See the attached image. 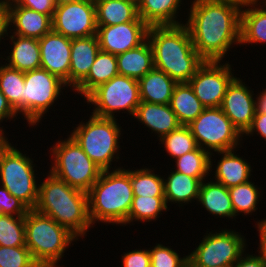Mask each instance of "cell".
Wrapping results in <instances>:
<instances>
[{"mask_svg": "<svg viewBox=\"0 0 266 267\" xmlns=\"http://www.w3.org/2000/svg\"><path fill=\"white\" fill-rule=\"evenodd\" d=\"M0 91L5 95L8 103L23 117L24 72L13 69L0 62Z\"/></svg>", "mask_w": 266, "mask_h": 267, "instance_id": "1f68e13d", "label": "cell"}, {"mask_svg": "<svg viewBox=\"0 0 266 267\" xmlns=\"http://www.w3.org/2000/svg\"><path fill=\"white\" fill-rule=\"evenodd\" d=\"M0 246H26L25 216L0 214Z\"/></svg>", "mask_w": 266, "mask_h": 267, "instance_id": "74e56055", "label": "cell"}, {"mask_svg": "<svg viewBox=\"0 0 266 267\" xmlns=\"http://www.w3.org/2000/svg\"><path fill=\"white\" fill-rule=\"evenodd\" d=\"M188 127L198 147L210 154L244 146L243 135L220 107L205 108Z\"/></svg>", "mask_w": 266, "mask_h": 267, "instance_id": "7c38bea8", "label": "cell"}, {"mask_svg": "<svg viewBox=\"0 0 266 267\" xmlns=\"http://www.w3.org/2000/svg\"><path fill=\"white\" fill-rule=\"evenodd\" d=\"M256 220L257 221L254 220L255 225L253 226L257 229L259 236V243L256 252L266 257V218L264 217L263 219Z\"/></svg>", "mask_w": 266, "mask_h": 267, "instance_id": "c3c4849f", "label": "cell"}, {"mask_svg": "<svg viewBox=\"0 0 266 267\" xmlns=\"http://www.w3.org/2000/svg\"><path fill=\"white\" fill-rule=\"evenodd\" d=\"M257 184L255 185V182L250 180L247 183L228 189L236 218L241 214L248 217L256 212L255 214L257 215V205L260 204L259 202L263 198L262 192H264L262 185L258 186Z\"/></svg>", "mask_w": 266, "mask_h": 267, "instance_id": "d6a6232c", "label": "cell"}, {"mask_svg": "<svg viewBox=\"0 0 266 267\" xmlns=\"http://www.w3.org/2000/svg\"><path fill=\"white\" fill-rule=\"evenodd\" d=\"M138 82L140 100L153 104H170L174 88L178 84L165 72L155 67Z\"/></svg>", "mask_w": 266, "mask_h": 267, "instance_id": "4316f807", "label": "cell"}, {"mask_svg": "<svg viewBox=\"0 0 266 267\" xmlns=\"http://www.w3.org/2000/svg\"><path fill=\"white\" fill-rule=\"evenodd\" d=\"M0 267H40L26 246H0Z\"/></svg>", "mask_w": 266, "mask_h": 267, "instance_id": "ab89813d", "label": "cell"}, {"mask_svg": "<svg viewBox=\"0 0 266 267\" xmlns=\"http://www.w3.org/2000/svg\"><path fill=\"white\" fill-rule=\"evenodd\" d=\"M91 108V114L101 118H115L126 113L134 118L140 104L139 82L124 75H116L110 81L92 90L84 99ZM116 114V115H115ZM118 114V115H117Z\"/></svg>", "mask_w": 266, "mask_h": 267, "instance_id": "30bf717a", "label": "cell"}, {"mask_svg": "<svg viewBox=\"0 0 266 267\" xmlns=\"http://www.w3.org/2000/svg\"><path fill=\"white\" fill-rule=\"evenodd\" d=\"M257 93L255 95L256 113L266 114V87L262 88V91L260 89V92L258 91Z\"/></svg>", "mask_w": 266, "mask_h": 267, "instance_id": "681fc988", "label": "cell"}, {"mask_svg": "<svg viewBox=\"0 0 266 267\" xmlns=\"http://www.w3.org/2000/svg\"><path fill=\"white\" fill-rule=\"evenodd\" d=\"M118 75L116 55L99 51L88 75L71 91L85 98L99 85Z\"/></svg>", "mask_w": 266, "mask_h": 267, "instance_id": "f1b7e54d", "label": "cell"}, {"mask_svg": "<svg viewBox=\"0 0 266 267\" xmlns=\"http://www.w3.org/2000/svg\"><path fill=\"white\" fill-rule=\"evenodd\" d=\"M173 161V170L195 177L201 182L210 176V153L200 147Z\"/></svg>", "mask_w": 266, "mask_h": 267, "instance_id": "d590c367", "label": "cell"}, {"mask_svg": "<svg viewBox=\"0 0 266 267\" xmlns=\"http://www.w3.org/2000/svg\"><path fill=\"white\" fill-rule=\"evenodd\" d=\"M13 143L11 141L0 155V184L31 210L38 200L40 178L37 177V164L33 154L29 157L24 149Z\"/></svg>", "mask_w": 266, "mask_h": 267, "instance_id": "ba28073f", "label": "cell"}, {"mask_svg": "<svg viewBox=\"0 0 266 267\" xmlns=\"http://www.w3.org/2000/svg\"><path fill=\"white\" fill-rule=\"evenodd\" d=\"M78 241L74 234L51 217L34 209L25 215L26 247L40 267H61L59 263L66 255L64 253Z\"/></svg>", "mask_w": 266, "mask_h": 267, "instance_id": "8992f818", "label": "cell"}, {"mask_svg": "<svg viewBox=\"0 0 266 267\" xmlns=\"http://www.w3.org/2000/svg\"><path fill=\"white\" fill-rule=\"evenodd\" d=\"M171 247L173 246H165L161 242L149 247L150 267H180L188 260V255L183 254L181 257L182 255Z\"/></svg>", "mask_w": 266, "mask_h": 267, "instance_id": "f35d334b", "label": "cell"}, {"mask_svg": "<svg viewBox=\"0 0 266 267\" xmlns=\"http://www.w3.org/2000/svg\"><path fill=\"white\" fill-rule=\"evenodd\" d=\"M149 26L144 21L97 26L100 50L114 55L136 48L147 40Z\"/></svg>", "mask_w": 266, "mask_h": 267, "instance_id": "2e32d148", "label": "cell"}, {"mask_svg": "<svg viewBox=\"0 0 266 267\" xmlns=\"http://www.w3.org/2000/svg\"><path fill=\"white\" fill-rule=\"evenodd\" d=\"M95 9L97 26L143 21L138 16L137 0H99Z\"/></svg>", "mask_w": 266, "mask_h": 267, "instance_id": "83f0119b", "label": "cell"}, {"mask_svg": "<svg viewBox=\"0 0 266 267\" xmlns=\"http://www.w3.org/2000/svg\"><path fill=\"white\" fill-rule=\"evenodd\" d=\"M66 88V89H65ZM68 88V89H67ZM69 87L57 76L43 68L24 72L23 121L27 127H40L54 104L64 97ZM59 99V100H58Z\"/></svg>", "mask_w": 266, "mask_h": 267, "instance_id": "9c48e42d", "label": "cell"}, {"mask_svg": "<svg viewBox=\"0 0 266 267\" xmlns=\"http://www.w3.org/2000/svg\"><path fill=\"white\" fill-rule=\"evenodd\" d=\"M170 107L180 125L188 126L206 108L195 96L189 83H178L173 91Z\"/></svg>", "mask_w": 266, "mask_h": 267, "instance_id": "4dcf8cb0", "label": "cell"}, {"mask_svg": "<svg viewBox=\"0 0 266 267\" xmlns=\"http://www.w3.org/2000/svg\"><path fill=\"white\" fill-rule=\"evenodd\" d=\"M254 95V89L236 77L228 86L220 106L242 135L251 127L256 113Z\"/></svg>", "mask_w": 266, "mask_h": 267, "instance_id": "9a60e30c", "label": "cell"}, {"mask_svg": "<svg viewBox=\"0 0 266 267\" xmlns=\"http://www.w3.org/2000/svg\"><path fill=\"white\" fill-rule=\"evenodd\" d=\"M51 146L49 172L71 187L87 193L98 180L102 169L69 134L63 140L59 138Z\"/></svg>", "mask_w": 266, "mask_h": 267, "instance_id": "52a82bcc", "label": "cell"}, {"mask_svg": "<svg viewBox=\"0 0 266 267\" xmlns=\"http://www.w3.org/2000/svg\"><path fill=\"white\" fill-rule=\"evenodd\" d=\"M8 132L0 130V155L4 148L10 143V139L7 138ZM9 139V140H8Z\"/></svg>", "mask_w": 266, "mask_h": 267, "instance_id": "f907efd6", "label": "cell"}, {"mask_svg": "<svg viewBox=\"0 0 266 267\" xmlns=\"http://www.w3.org/2000/svg\"><path fill=\"white\" fill-rule=\"evenodd\" d=\"M186 5L190 8H185L184 25L195 50L205 61L226 60L231 49L240 46L243 4L236 0H190Z\"/></svg>", "mask_w": 266, "mask_h": 267, "instance_id": "6da1fadb", "label": "cell"}, {"mask_svg": "<svg viewBox=\"0 0 266 267\" xmlns=\"http://www.w3.org/2000/svg\"><path fill=\"white\" fill-rule=\"evenodd\" d=\"M266 44V0L243 3L241 10L240 47Z\"/></svg>", "mask_w": 266, "mask_h": 267, "instance_id": "603a6c76", "label": "cell"}, {"mask_svg": "<svg viewBox=\"0 0 266 267\" xmlns=\"http://www.w3.org/2000/svg\"><path fill=\"white\" fill-rule=\"evenodd\" d=\"M52 30L70 39L97 35L95 3L79 0L56 6Z\"/></svg>", "mask_w": 266, "mask_h": 267, "instance_id": "5bb4252c", "label": "cell"}, {"mask_svg": "<svg viewBox=\"0 0 266 267\" xmlns=\"http://www.w3.org/2000/svg\"><path fill=\"white\" fill-rule=\"evenodd\" d=\"M134 168V169H133ZM131 169V183L134 196L165 197L164 179L161 172L155 171L154 167L145 166ZM156 172V173H155Z\"/></svg>", "mask_w": 266, "mask_h": 267, "instance_id": "e575fe53", "label": "cell"}, {"mask_svg": "<svg viewBox=\"0 0 266 267\" xmlns=\"http://www.w3.org/2000/svg\"><path fill=\"white\" fill-rule=\"evenodd\" d=\"M8 31H9V25H8L7 2L0 0V45H1V43L6 45L4 40H6V38H7ZM0 48H1V46H0Z\"/></svg>", "mask_w": 266, "mask_h": 267, "instance_id": "7dc6e473", "label": "cell"}, {"mask_svg": "<svg viewBox=\"0 0 266 267\" xmlns=\"http://www.w3.org/2000/svg\"><path fill=\"white\" fill-rule=\"evenodd\" d=\"M249 248L232 264L231 267H266V257L262 254L248 252Z\"/></svg>", "mask_w": 266, "mask_h": 267, "instance_id": "ee69618b", "label": "cell"}, {"mask_svg": "<svg viewBox=\"0 0 266 267\" xmlns=\"http://www.w3.org/2000/svg\"><path fill=\"white\" fill-rule=\"evenodd\" d=\"M187 1L185 0V2ZM137 6L138 16L149 27L175 26L185 22L181 19L183 17H180L183 15L180 13L181 9L185 6L183 0H137Z\"/></svg>", "mask_w": 266, "mask_h": 267, "instance_id": "cb8c5ba5", "label": "cell"}, {"mask_svg": "<svg viewBox=\"0 0 266 267\" xmlns=\"http://www.w3.org/2000/svg\"><path fill=\"white\" fill-rule=\"evenodd\" d=\"M228 61H204L189 80L195 96L206 107H220L228 86L236 78Z\"/></svg>", "mask_w": 266, "mask_h": 267, "instance_id": "4fadbf2b", "label": "cell"}, {"mask_svg": "<svg viewBox=\"0 0 266 267\" xmlns=\"http://www.w3.org/2000/svg\"><path fill=\"white\" fill-rule=\"evenodd\" d=\"M30 209L0 184V214L25 216Z\"/></svg>", "mask_w": 266, "mask_h": 267, "instance_id": "60d3db41", "label": "cell"}, {"mask_svg": "<svg viewBox=\"0 0 266 267\" xmlns=\"http://www.w3.org/2000/svg\"><path fill=\"white\" fill-rule=\"evenodd\" d=\"M236 1H239V2H241L243 4V3H248V2H251V1H254V0H236Z\"/></svg>", "mask_w": 266, "mask_h": 267, "instance_id": "db71d44e", "label": "cell"}, {"mask_svg": "<svg viewBox=\"0 0 266 267\" xmlns=\"http://www.w3.org/2000/svg\"><path fill=\"white\" fill-rule=\"evenodd\" d=\"M134 120L142 128H148L151 135L154 134L156 139L160 140L163 136L176 130L180 124L176 114L171 109L170 104H153L141 101L137 107Z\"/></svg>", "mask_w": 266, "mask_h": 267, "instance_id": "44dd1931", "label": "cell"}, {"mask_svg": "<svg viewBox=\"0 0 266 267\" xmlns=\"http://www.w3.org/2000/svg\"><path fill=\"white\" fill-rule=\"evenodd\" d=\"M3 1H5V2H7V3H8V2H11V1H14V0H3Z\"/></svg>", "mask_w": 266, "mask_h": 267, "instance_id": "11a10c76", "label": "cell"}, {"mask_svg": "<svg viewBox=\"0 0 266 267\" xmlns=\"http://www.w3.org/2000/svg\"><path fill=\"white\" fill-rule=\"evenodd\" d=\"M89 116L87 122L81 120L79 124H73L76 126H72L73 130L69 131V135L102 170L123 167V165L117 166L123 154L120 153L123 147L120 145L122 143L120 139L124 138L122 137L124 129L119 124L118 118H101L93 114Z\"/></svg>", "mask_w": 266, "mask_h": 267, "instance_id": "5b68a950", "label": "cell"}, {"mask_svg": "<svg viewBox=\"0 0 266 267\" xmlns=\"http://www.w3.org/2000/svg\"><path fill=\"white\" fill-rule=\"evenodd\" d=\"M169 172L167 171L168 175L167 173L163 175L164 196L169 209L172 204L178 206L179 209L180 207L185 209L184 205L186 206L193 202L197 204L201 181L172 168Z\"/></svg>", "mask_w": 266, "mask_h": 267, "instance_id": "d4e9b609", "label": "cell"}, {"mask_svg": "<svg viewBox=\"0 0 266 267\" xmlns=\"http://www.w3.org/2000/svg\"><path fill=\"white\" fill-rule=\"evenodd\" d=\"M158 145L164 148L167 152L169 160H175L187 152L196 150L198 148L196 139L191 133L188 126L180 125L176 130L171 131L169 134L163 136Z\"/></svg>", "mask_w": 266, "mask_h": 267, "instance_id": "8d00e7d4", "label": "cell"}, {"mask_svg": "<svg viewBox=\"0 0 266 267\" xmlns=\"http://www.w3.org/2000/svg\"><path fill=\"white\" fill-rule=\"evenodd\" d=\"M20 6L53 17L55 4L53 0H15Z\"/></svg>", "mask_w": 266, "mask_h": 267, "instance_id": "7bdbcfd3", "label": "cell"}, {"mask_svg": "<svg viewBox=\"0 0 266 267\" xmlns=\"http://www.w3.org/2000/svg\"><path fill=\"white\" fill-rule=\"evenodd\" d=\"M119 75L139 80L153 67V51L148 40L140 46L116 56Z\"/></svg>", "mask_w": 266, "mask_h": 267, "instance_id": "f546056e", "label": "cell"}, {"mask_svg": "<svg viewBox=\"0 0 266 267\" xmlns=\"http://www.w3.org/2000/svg\"><path fill=\"white\" fill-rule=\"evenodd\" d=\"M99 51L97 35L71 39L69 91L88 75Z\"/></svg>", "mask_w": 266, "mask_h": 267, "instance_id": "7402d4cb", "label": "cell"}, {"mask_svg": "<svg viewBox=\"0 0 266 267\" xmlns=\"http://www.w3.org/2000/svg\"><path fill=\"white\" fill-rule=\"evenodd\" d=\"M45 173L41 172L43 176L34 210L51 217L84 241L89 230L94 228L89 219L87 193L71 187L49 171Z\"/></svg>", "mask_w": 266, "mask_h": 267, "instance_id": "7a4b0ae2", "label": "cell"}, {"mask_svg": "<svg viewBox=\"0 0 266 267\" xmlns=\"http://www.w3.org/2000/svg\"><path fill=\"white\" fill-rule=\"evenodd\" d=\"M88 214L91 224L127 226V218L134 198L131 168L102 170L98 180L87 192Z\"/></svg>", "mask_w": 266, "mask_h": 267, "instance_id": "277c9868", "label": "cell"}, {"mask_svg": "<svg viewBox=\"0 0 266 267\" xmlns=\"http://www.w3.org/2000/svg\"><path fill=\"white\" fill-rule=\"evenodd\" d=\"M19 115L17 112L12 108V106L8 103L5 95L0 91V130L5 131L4 128L5 122L10 121L15 122ZM14 119V120H13ZM4 122V123H3ZM3 124V125H2Z\"/></svg>", "mask_w": 266, "mask_h": 267, "instance_id": "bcb514c9", "label": "cell"}, {"mask_svg": "<svg viewBox=\"0 0 266 267\" xmlns=\"http://www.w3.org/2000/svg\"><path fill=\"white\" fill-rule=\"evenodd\" d=\"M38 41L41 68L60 78L69 87L71 39L52 30Z\"/></svg>", "mask_w": 266, "mask_h": 267, "instance_id": "ac0fdd59", "label": "cell"}, {"mask_svg": "<svg viewBox=\"0 0 266 267\" xmlns=\"http://www.w3.org/2000/svg\"><path fill=\"white\" fill-rule=\"evenodd\" d=\"M136 248L121 254V267H150L151 256L149 248Z\"/></svg>", "mask_w": 266, "mask_h": 267, "instance_id": "b9f144b4", "label": "cell"}, {"mask_svg": "<svg viewBox=\"0 0 266 267\" xmlns=\"http://www.w3.org/2000/svg\"><path fill=\"white\" fill-rule=\"evenodd\" d=\"M198 205H201V208H204L209 213L208 215H214V218H221V220L222 218H228L227 220L231 219L236 222L228 189L211 178L201 182L197 201Z\"/></svg>", "mask_w": 266, "mask_h": 267, "instance_id": "484cf974", "label": "cell"}, {"mask_svg": "<svg viewBox=\"0 0 266 267\" xmlns=\"http://www.w3.org/2000/svg\"><path fill=\"white\" fill-rule=\"evenodd\" d=\"M8 34L40 39L52 31V17L8 2Z\"/></svg>", "mask_w": 266, "mask_h": 267, "instance_id": "d6986e66", "label": "cell"}, {"mask_svg": "<svg viewBox=\"0 0 266 267\" xmlns=\"http://www.w3.org/2000/svg\"><path fill=\"white\" fill-rule=\"evenodd\" d=\"M180 267H194L193 265H192V263L189 261V260H187L183 265H181Z\"/></svg>", "mask_w": 266, "mask_h": 267, "instance_id": "f5cc1de1", "label": "cell"}, {"mask_svg": "<svg viewBox=\"0 0 266 267\" xmlns=\"http://www.w3.org/2000/svg\"><path fill=\"white\" fill-rule=\"evenodd\" d=\"M238 150L241 151V149L237 148L210 154V178L224 185L227 189L247 183L253 179L252 172L254 171L250 164L251 162L245 159V156L243 157L236 153ZM217 156H219V160L216 159Z\"/></svg>", "mask_w": 266, "mask_h": 267, "instance_id": "e0dca14e", "label": "cell"}, {"mask_svg": "<svg viewBox=\"0 0 266 267\" xmlns=\"http://www.w3.org/2000/svg\"><path fill=\"white\" fill-rule=\"evenodd\" d=\"M241 232L225 227L207 229L196 248L191 252L188 250V260L194 267L232 266L249 246Z\"/></svg>", "mask_w": 266, "mask_h": 267, "instance_id": "8fae6325", "label": "cell"}, {"mask_svg": "<svg viewBox=\"0 0 266 267\" xmlns=\"http://www.w3.org/2000/svg\"><path fill=\"white\" fill-rule=\"evenodd\" d=\"M6 40H9L8 48L11 47L9 50L6 49L7 52L5 50L1 52V54L5 52L1 55L2 63L21 72L41 68V54L38 39L7 34ZM3 60L5 61L3 62Z\"/></svg>", "mask_w": 266, "mask_h": 267, "instance_id": "ffe728a7", "label": "cell"}, {"mask_svg": "<svg viewBox=\"0 0 266 267\" xmlns=\"http://www.w3.org/2000/svg\"><path fill=\"white\" fill-rule=\"evenodd\" d=\"M256 134L266 142V114L255 113L251 127L243 135L244 140L256 136Z\"/></svg>", "mask_w": 266, "mask_h": 267, "instance_id": "f6af8a7d", "label": "cell"}, {"mask_svg": "<svg viewBox=\"0 0 266 267\" xmlns=\"http://www.w3.org/2000/svg\"><path fill=\"white\" fill-rule=\"evenodd\" d=\"M167 211H169V207L166 204L165 197L134 196L127 218V227L128 225H135L134 222H156L163 215V212L166 213Z\"/></svg>", "mask_w": 266, "mask_h": 267, "instance_id": "836d02e7", "label": "cell"}, {"mask_svg": "<svg viewBox=\"0 0 266 267\" xmlns=\"http://www.w3.org/2000/svg\"><path fill=\"white\" fill-rule=\"evenodd\" d=\"M147 40L153 51L154 67L177 83H188L205 61L195 50L189 30L184 24L150 26Z\"/></svg>", "mask_w": 266, "mask_h": 267, "instance_id": "3957f363", "label": "cell"}, {"mask_svg": "<svg viewBox=\"0 0 266 267\" xmlns=\"http://www.w3.org/2000/svg\"><path fill=\"white\" fill-rule=\"evenodd\" d=\"M53 1H54L55 6H59V5H64V4H68L71 2H76L79 0H53Z\"/></svg>", "mask_w": 266, "mask_h": 267, "instance_id": "816d5d0a", "label": "cell"}]
</instances>
